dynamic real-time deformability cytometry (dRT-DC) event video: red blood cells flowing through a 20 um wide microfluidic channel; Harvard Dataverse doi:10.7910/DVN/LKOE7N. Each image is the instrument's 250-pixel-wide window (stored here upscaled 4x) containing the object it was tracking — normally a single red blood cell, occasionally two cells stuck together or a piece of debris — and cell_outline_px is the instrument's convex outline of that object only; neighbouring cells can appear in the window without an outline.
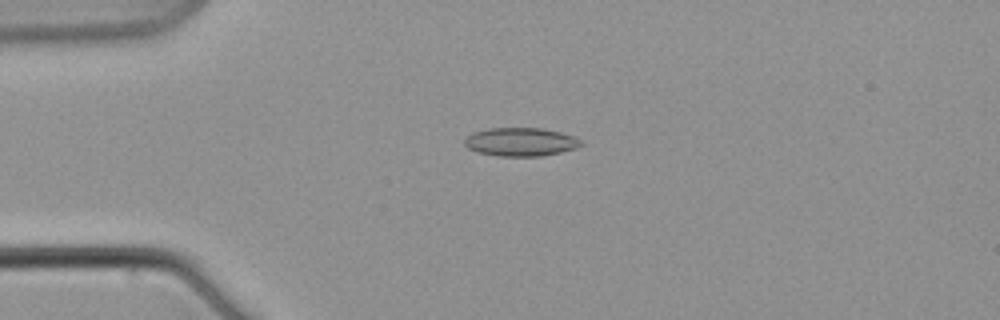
{"species": "common noctule bat (a hibernating species)", "species_latin": "Nyctalus noctula", "temperature_condition": "warm", "stored_images_in_passage": 4, "camera_frame_rate_fps": 3000, "um_per_image_px": 0.085, "animal": {"sex": "male", "body_mass_g": 21.5, "forearm_length_mm": 52.0}, "frame": {"image": 1, "passage_image": 3, "time_ms": 2.333, "image_size_px": [1000, 320], "cell_outline_px": [[584, 144], [576, 148], [560, 152], [540, 156], [496, 156], [476, 152], [468, 148], [464, 144], [464, 140], [472, 132], [488, 128], [544, 128], [560, 132], [572, 136], [580, 140]], "centroid_in_image_um": [44.23, 12.06], "position_along_channel_um": 40.8, "area_um2": 19.36}}